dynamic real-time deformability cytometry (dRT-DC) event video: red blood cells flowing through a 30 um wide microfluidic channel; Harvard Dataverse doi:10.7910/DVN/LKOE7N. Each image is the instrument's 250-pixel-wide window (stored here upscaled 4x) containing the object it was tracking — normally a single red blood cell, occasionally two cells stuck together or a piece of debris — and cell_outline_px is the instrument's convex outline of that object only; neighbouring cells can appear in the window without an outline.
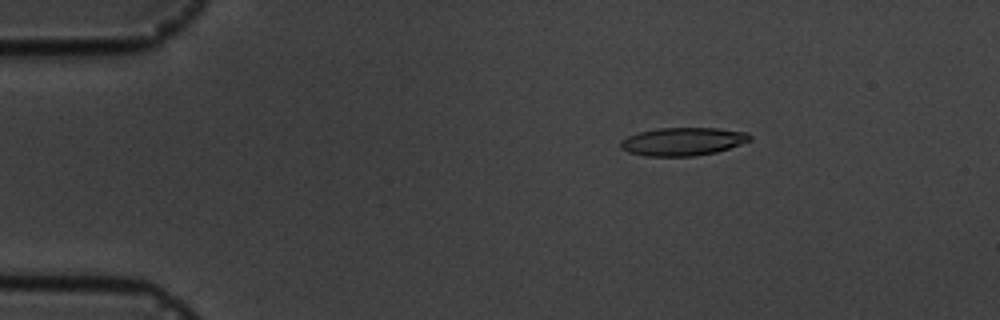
{"species": "common noctule bat (a hibernating species)", "species_latin": "Nyctalus noctula", "temperature_condition": "cold", "stored_images_in_passage": 2, "camera_frame_rate_fps": 3000, "um_per_image_px": 0.085, "animal": {"sex": "male", "body_mass_g": 19.5, "forearm_length_mm": 54.6}, "frame": {"image": 1, "passage_image": 1, "time_ms": 0.0, "image_size_px": [1000, 320], "cell_outline_px": [[752, 140], [716, 152], [696, 156], [644, 156], [628, 152], [620, 148], [620, 140], [636, 132], [656, 128], [716, 128], [748, 132], [752, 136]], "centroid_in_image_um": [58.01, 12.02], "position_along_channel_um": 27.0, "area_um2": 21.39}}